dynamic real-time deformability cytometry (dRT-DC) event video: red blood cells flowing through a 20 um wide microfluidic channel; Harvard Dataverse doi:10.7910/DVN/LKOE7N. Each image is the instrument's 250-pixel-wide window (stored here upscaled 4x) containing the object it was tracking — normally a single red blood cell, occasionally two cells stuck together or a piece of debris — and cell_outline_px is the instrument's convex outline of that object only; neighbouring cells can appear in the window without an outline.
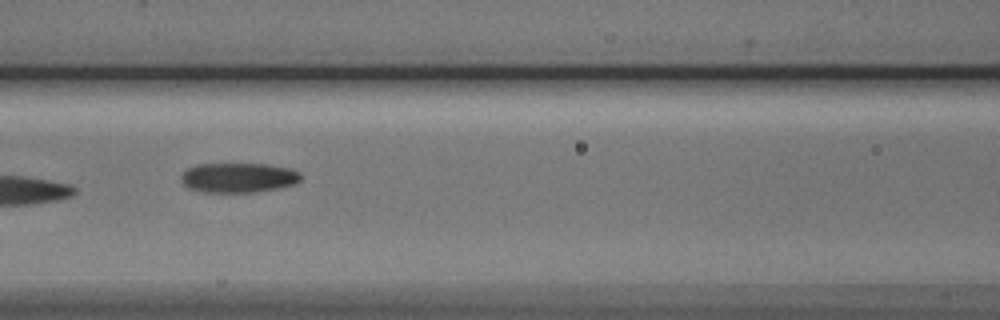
{"species": "Egyptian fruit bat (a non-hibernating species)", "species_latin": "Rousettus aegyptiacus", "temperature_condition": "cold", "stored_images_in_passage": 4, "camera_frame_rate_fps": 3000, "um_per_image_px": 0.085, "animal": {"sex": "male"}, "frame": {"image": 1, "passage_image": 4, "time_ms": 3.667, "image_size_px": [1000, 320], "cell_outline_px": [[300, 180], [292, 184], [276, 188], [252, 192], [204, 192], [188, 188], [180, 180], [180, 176], [188, 168], [196, 164], [268, 164], [288, 168], [300, 172]], "centroid_in_image_um": [20.21, 15.09], "position_along_channel_um": 146.4, "area_um2": 20.58}}